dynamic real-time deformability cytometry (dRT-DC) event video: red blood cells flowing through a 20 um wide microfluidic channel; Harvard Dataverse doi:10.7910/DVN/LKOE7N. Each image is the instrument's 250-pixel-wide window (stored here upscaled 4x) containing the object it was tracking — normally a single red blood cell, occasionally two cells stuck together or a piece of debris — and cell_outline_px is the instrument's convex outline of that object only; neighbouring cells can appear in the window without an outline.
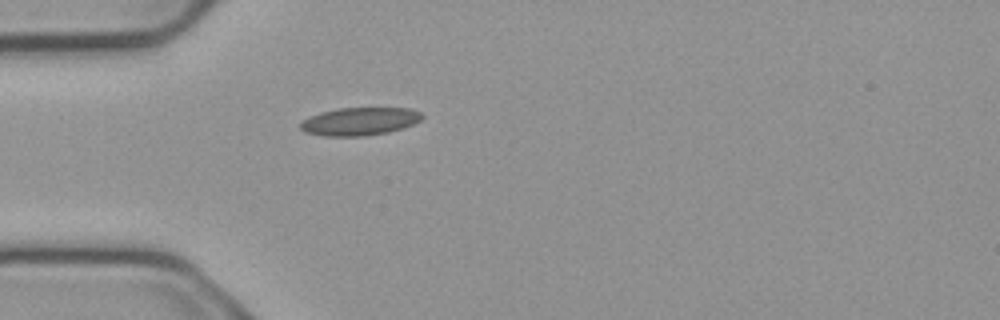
{"species": "common noctule bat (a hibernating species)", "species_latin": "Nyctalus noctula", "temperature_condition": "cold", "stored_images_in_passage": 4, "camera_frame_rate_fps": 3000, "um_per_image_px": 0.085, "animal": {"sex": "male", "body_mass_g": 23.1, "forearm_length_mm": 52.7}, "frame": {"image": 1, "passage_image": 4, "time_ms": 1.0, "image_size_px": [1000, 320], "cell_outline_px": [[424, 116], [420, 120], [404, 128], [388, 132], [364, 136], [324, 136], [304, 132], [300, 128], [300, 124], [304, 120], [320, 112], [336, 108], [412, 108], [420, 112]], "centroid_in_image_um": [30.58, 10.31], "position_along_channel_um": 54.4, "area_um2": 19.83}}